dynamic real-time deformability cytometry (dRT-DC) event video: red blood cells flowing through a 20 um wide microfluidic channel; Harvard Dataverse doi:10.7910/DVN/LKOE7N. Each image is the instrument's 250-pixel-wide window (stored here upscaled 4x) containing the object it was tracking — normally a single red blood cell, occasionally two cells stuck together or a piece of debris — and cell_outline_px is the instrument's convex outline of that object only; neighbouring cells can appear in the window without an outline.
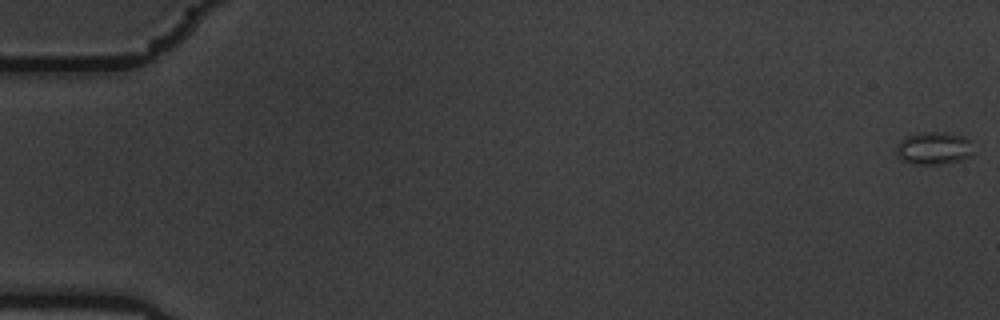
{"species": "common noctule bat (a hibernating species)", "species_latin": "Nyctalus noctula", "temperature_condition": "warm", "stored_images_in_passage": 57, "camera_frame_rate_fps": 3000, "um_per_image_px": 0.085, "animal": {"sex": "male", "body_mass_g": 19.5, "forearm_length_mm": 54.6}, "frame": {"image": 1, "passage_image": 1, "time_ms": 0.0, "image_size_px": [1000, 320], "cell_outline_px": [[972, 156], [960, 160], [940, 164], [912, 164], [900, 160], [896, 152], [896, 144], [904, 136], [916, 132], [944, 132], [964, 136], [972, 140]], "centroid_in_image_um": [79.35, 12.58], "position_along_channel_um": 5.7, "area_um2": 15.09}}